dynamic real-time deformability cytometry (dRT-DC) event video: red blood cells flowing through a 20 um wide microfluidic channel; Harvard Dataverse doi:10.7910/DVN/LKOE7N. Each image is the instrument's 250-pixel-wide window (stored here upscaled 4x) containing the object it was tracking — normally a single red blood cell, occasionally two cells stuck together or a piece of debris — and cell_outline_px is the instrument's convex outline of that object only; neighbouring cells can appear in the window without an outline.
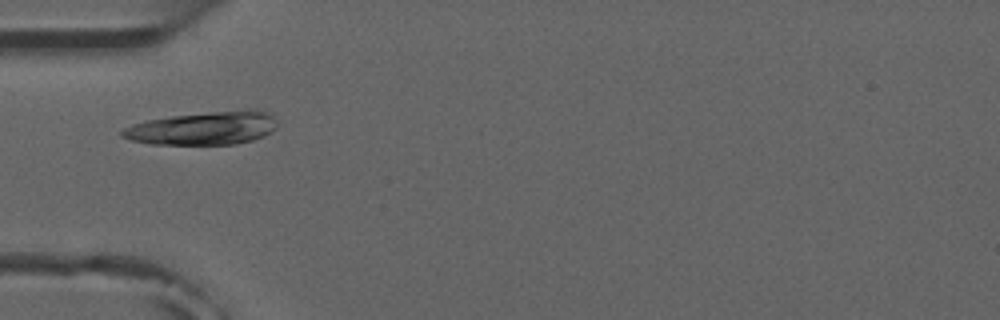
{"species": "common noctule bat (a hibernating species)", "species_latin": "Nyctalus noctula", "temperature_condition": "room temperature", "stored_images_in_passage": 8, "camera_frame_rate_fps": 3000, "um_per_image_px": 0.085, "animal": {"sex": "male", "forearm_length_mm": 52.5}, "frame": {"image": 1, "passage_image": 3, "time_ms": 3.333, "image_size_px": [1000, 320], "cell_outline_px": [[276, 128], [264, 136], [252, 140], [236, 144], [152, 144], [132, 140], [120, 136], [120, 132], [124, 128], [132, 124], [148, 120], [172, 116], [248, 108], [260, 108], [268, 112], [276, 120]], "centroid_in_image_um": [17.33, 10.88], "position_along_channel_um": 67.7, "area_um2": 30.17}}
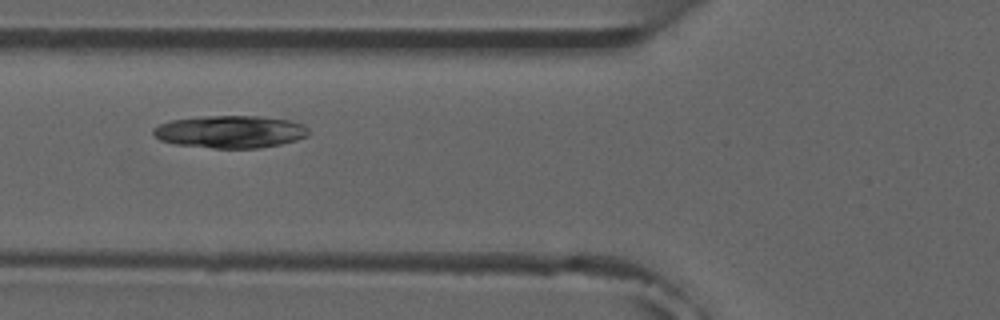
{"frame": {"image": 2, "passage_image": 4, "time_ms": 4.333, "image_size_px": [1000, 320], "cell_outline_px": [[308, 136], [296, 140], [280, 144], [260, 148], [212, 148], [176, 144], [160, 140], [152, 132], [152, 128], [160, 124], [172, 120], [204, 116], [260, 116], [288, 120], [304, 124], [308, 128]], "centroid_in_image_um": [19.58, 11.2], "position_along_channel_um": 106.2, "area_um2": 29.36}}
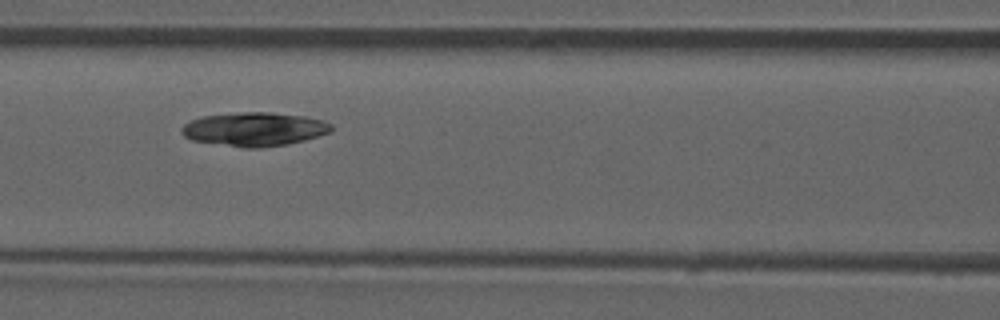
{"frame": {"image": 3, "passage_image": 5, "time_ms": 5.333, "image_size_px": [1000, 320], "cell_outline_px": [[332, 132], [304, 140], [288, 144], [260, 148], [244, 148], [192, 140], [184, 136], [180, 128], [184, 124], [192, 120], [204, 116], [244, 112], [272, 112], [304, 116], [324, 120], [332, 124]], "centroid_in_image_um": [21.66, 10.98], "position_along_channel_um": 144.9, "area_um2": 29.48}}